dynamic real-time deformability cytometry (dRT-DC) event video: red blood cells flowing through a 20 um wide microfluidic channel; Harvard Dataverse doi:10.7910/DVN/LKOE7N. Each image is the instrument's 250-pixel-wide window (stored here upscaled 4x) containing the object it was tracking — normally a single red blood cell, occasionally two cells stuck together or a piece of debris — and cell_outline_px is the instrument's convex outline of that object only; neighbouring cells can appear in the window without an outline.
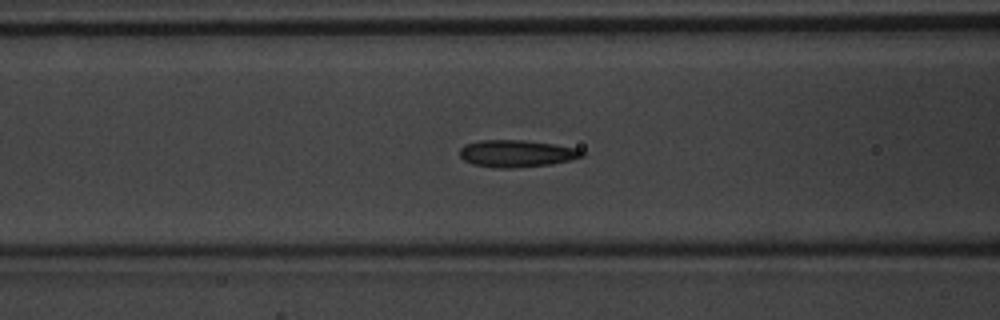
{"species": "common noctule bat (a hibernating species)", "species_latin": "Nyctalus noctula", "temperature_condition": "warm", "stored_images_in_passage": 51, "segment_of_instrument_passage": [1, 2], "camera_frame_rate_fps": 3000, "um_per_image_px": 0.085, "animal": {"sex": "male", "body_mass_g": 20.1, "forearm_length_mm": 53.5}, "frame": {"image": 1, "passage_image": 21, "time_ms": 6.667, "image_size_px": [1000, 320], "cell_outline_px": [[584, 156], [552, 164], [512, 168], [496, 168], [472, 164], [464, 160], [460, 156], [460, 148], [464, 144], [480, 140], [524, 140], [552, 144], [576, 148], [584, 152]], "centroid_in_image_um": [43.87, 13.05], "position_along_channel_um": 122.7, "area_um2": 19.25}}
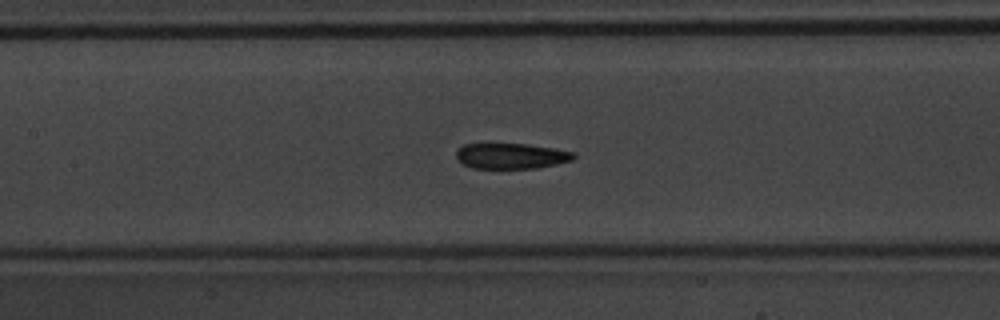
{"frame": {"image": 2, "passage_image": 24, "time_ms": 7.667, "image_size_px": [1000, 320], "cell_outline_px": [[576, 156], [572, 160], [556, 164], [536, 168], [472, 168], [464, 164], [456, 156], [456, 152], [464, 144], [528, 144], [576, 152]], "centroid_in_image_um": [43.49, 13.26], "position_along_channel_um": 163.9, "area_um2": 17.34}}
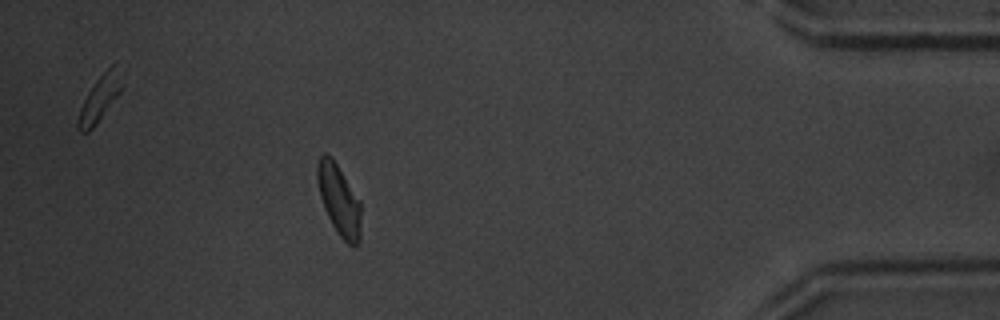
{"frame": {"image": 3, "passage_image": 45, "time_ms": 14.667, "image_size_px": [1000, 320], "cell_outline_px": [[360, 244], [356, 248], [352, 248], [340, 236], [332, 224], [324, 208], [320, 196], [316, 180], [316, 164], [320, 156], [324, 152], [332, 156], [360, 200]], "centroid_in_image_um": [28.81, 16.99], "position_along_channel_um": 406.4, "area_um2": 18.32}}